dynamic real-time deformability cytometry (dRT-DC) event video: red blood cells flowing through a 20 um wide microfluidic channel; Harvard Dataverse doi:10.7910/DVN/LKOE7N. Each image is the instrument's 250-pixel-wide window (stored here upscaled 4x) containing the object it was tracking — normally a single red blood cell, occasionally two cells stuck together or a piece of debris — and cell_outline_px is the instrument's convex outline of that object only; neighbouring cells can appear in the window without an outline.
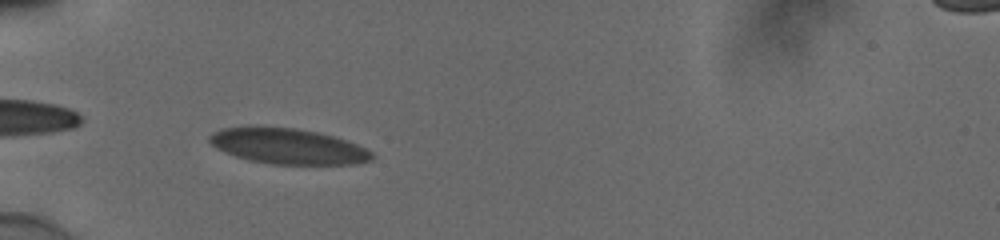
{"species": "human", "species_latin": "Homo sapiens", "temperature_condition": "cold", "stored_images_in_passage": 38, "camera_frame_rate_fps": 3000, "um_per_image_px": 0.085, "donor": {"sex": "male"}, "frame": {"image": 1, "passage_image": 2, "time_ms": 0.333, "image_size_px": [1000, 240], "cell_outline_px": [[376, 156], [372, 160], [356, 164], [272, 164], [248, 160], [224, 152], [216, 148], [208, 140], [208, 136], [212, 132], [224, 128], [292, 128], [316, 132], [332, 136], [356, 144], [372, 152]], "centroid_in_image_um": [24.49, 12.46], "position_along_channel_um": 60.5, "area_um2": 33.06}}
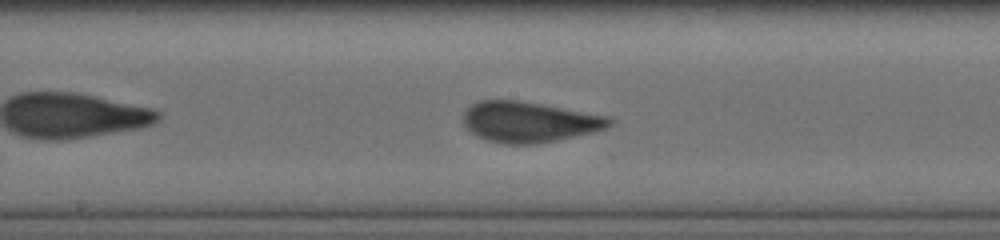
{"frame": {"image": 2, "passage_image": 14, "time_ms": 4.333, "image_size_px": [1000, 240], "cell_outline_px": [[612, 124], [608, 128], [592, 132], [556, 140], [536, 144], [504, 144], [488, 140], [476, 136], [464, 124], [464, 112], [472, 104], [480, 100], [516, 100], [612, 116]], "centroid_in_image_um": [45.01, 10.36], "position_along_channel_um": 203.2, "area_um2": 34.45}}
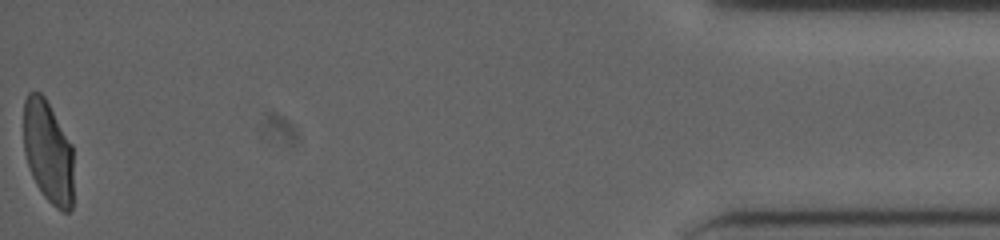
{"frame": {"image": 3, "passage_image": 38, "time_ms": 12.333, "image_size_px": [1000, 240], "cell_outline_px": [[72, 208], [68, 212], [64, 212], [56, 208], [44, 196], [36, 184], [32, 176], [24, 152], [24, 100], [28, 92], [40, 92], [44, 96], [72, 144]], "centroid_in_image_um": [4.08, 12.9], "position_along_channel_um": 431.1, "area_um2": 29.77}, "authors_computed_cell_mechanics": {"area_um2": 33.4084, "velocity_mm_per_s": 3.8651, "shape_relaxation_time_tau1_ms": 10.366, "shape_relaxation_time_tau2_ms": null, "deformation_change_tau1": 0.2381, "deformation_change_tau2": null}}